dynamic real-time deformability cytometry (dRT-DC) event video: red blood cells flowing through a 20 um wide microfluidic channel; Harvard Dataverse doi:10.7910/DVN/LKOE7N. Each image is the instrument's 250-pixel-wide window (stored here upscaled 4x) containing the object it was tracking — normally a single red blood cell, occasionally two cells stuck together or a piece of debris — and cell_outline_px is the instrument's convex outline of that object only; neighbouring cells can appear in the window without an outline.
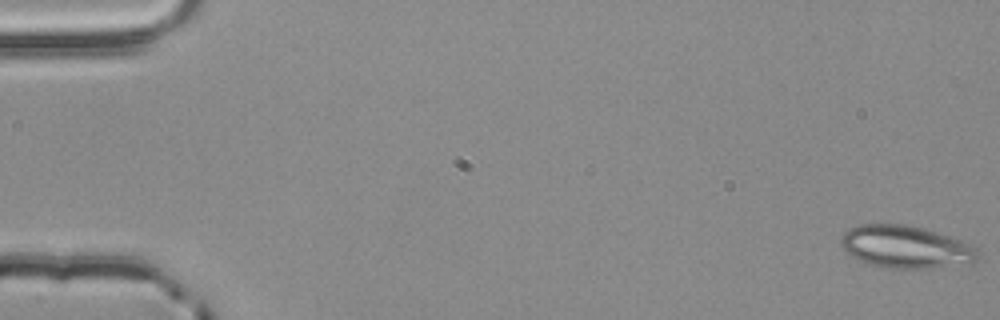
{"species": "common noctule bat (a hibernating species)", "species_latin": "Nyctalus noctula", "temperature_condition": "room temperature", "stored_images_in_passage": 4, "camera_frame_rate_fps": 3000, "um_per_image_px": 0.085, "animal": {"sex": "male", "body_mass_g": 20.4}, "frame": {"image": 1, "passage_image": 1, "time_ms": 0.0, "image_size_px": [1000, 320], "cell_outline_px": [[980, 256], [972, 264], [932, 268], [884, 268], [868, 264], [852, 256], [840, 244], [840, 240], [844, 232], [856, 224], [904, 224], [924, 228], [972, 244], [976, 248]], "centroid_in_image_um": [77.01, 20.99], "position_along_channel_um": 8.0, "area_um2": 34.16}}